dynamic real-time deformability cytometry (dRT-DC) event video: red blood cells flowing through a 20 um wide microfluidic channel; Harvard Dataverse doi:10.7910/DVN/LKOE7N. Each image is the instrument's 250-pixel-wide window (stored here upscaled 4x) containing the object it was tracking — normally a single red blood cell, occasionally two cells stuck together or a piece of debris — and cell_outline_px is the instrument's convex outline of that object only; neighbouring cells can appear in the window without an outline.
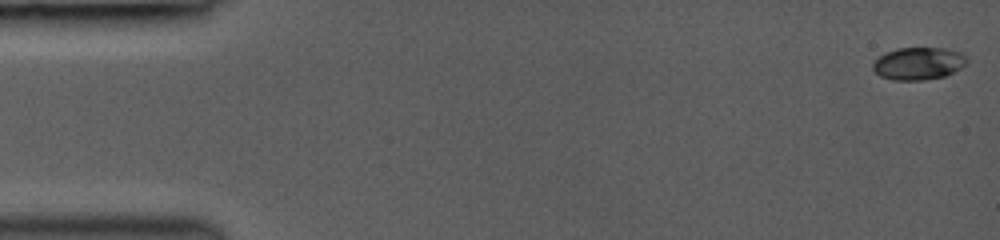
{"species": "common noctule bat (a hibernating species)", "species_latin": "Nyctalus noctula", "temperature_condition": "room temperature", "stored_images_in_passage": 25, "camera_frame_rate_fps": 3000, "um_per_image_px": 0.085, "animal": {"sex": "female", "body_mass_g": 19.0, "forearm_length_mm": 53.3}, "frame": {"image": 1, "passage_image": 1, "time_ms": 0.0, "image_size_px": [1000, 240], "cell_outline_px": [[968, 60], [960, 68], [944, 76], [924, 80], [892, 80], [880, 76], [872, 68], [872, 64], [880, 56], [896, 48], [944, 48], [960, 52]], "centroid_in_image_um": [78.05, 5.4], "position_along_channel_um": 7.0, "area_um2": 17.57}}
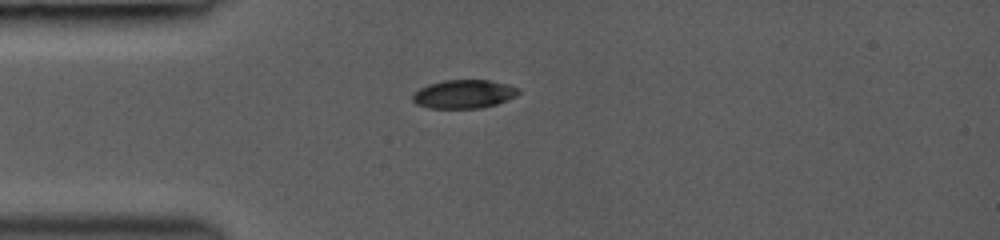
{"frame": {"image": 2, "passage_image": 20, "time_ms": 4.0, "image_size_px": [1000, 240], "cell_outline_px": [[520, 92], [516, 96], [496, 104], [480, 108], [428, 108], [416, 104], [412, 100], [412, 96], [420, 88], [428, 84], [444, 80], [488, 80], [508, 84], [520, 88]], "centroid_in_image_um": [39.44, 7.99], "position_along_channel_um": 45.6, "area_um2": 17.63}}